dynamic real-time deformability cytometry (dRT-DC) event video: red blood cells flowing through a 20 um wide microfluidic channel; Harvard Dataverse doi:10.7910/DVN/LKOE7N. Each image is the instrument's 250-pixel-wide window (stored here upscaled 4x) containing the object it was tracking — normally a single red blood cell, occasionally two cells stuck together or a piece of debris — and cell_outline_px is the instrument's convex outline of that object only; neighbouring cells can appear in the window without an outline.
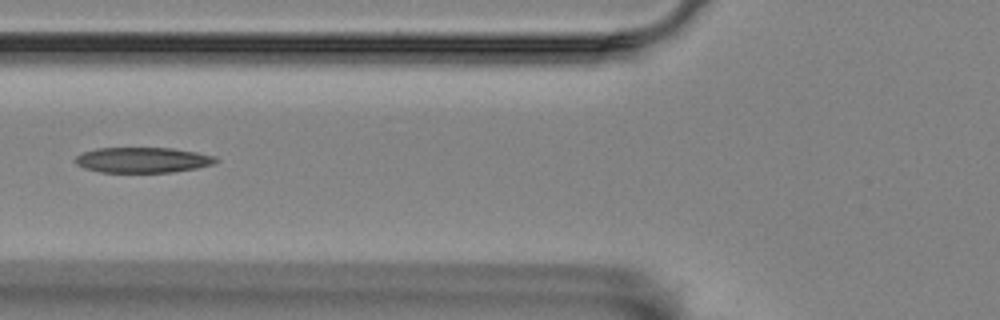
{"species": "Egyptian fruit bat (a non-hibernating species)", "species_latin": "Rousettus aegyptiacus", "temperature_condition": "room temperature", "stored_images_in_passage": 6, "camera_frame_rate_fps": 3000, "um_per_image_px": 0.085, "animal": {"sex": "female"}, "frame": {"image": 1, "passage_image": 6, "time_ms": 1.667, "image_size_px": [1000, 320], "cell_outline_px": [[220, 160], [212, 164], [196, 168], [172, 172], [100, 172], [84, 168], [76, 164], [76, 156], [84, 152], [96, 148], [172, 148], [196, 152], [216, 156]], "centroid_in_image_um": [12.14, 13.6], "position_along_channel_um": 113.7, "area_um2": 20.75}}